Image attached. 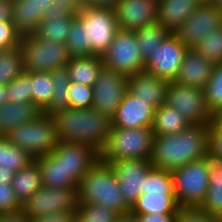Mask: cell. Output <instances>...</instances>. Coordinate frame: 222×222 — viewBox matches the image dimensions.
Wrapping results in <instances>:
<instances>
[{
	"label": "cell",
	"mask_w": 222,
	"mask_h": 222,
	"mask_svg": "<svg viewBox=\"0 0 222 222\" xmlns=\"http://www.w3.org/2000/svg\"><path fill=\"white\" fill-rule=\"evenodd\" d=\"M208 133L209 125L191 124L176 134L154 136L150 157L152 167L171 171L204 158L208 152Z\"/></svg>",
	"instance_id": "cell-1"
},
{
	"label": "cell",
	"mask_w": 222,
	"mask_h": 222,
	"mask_svg": "<svg viewBox=\"0 0 222 222\" xmlns=\"http://www.w3.org/2000/svg\"><path fill=\"white\" fill-rule=\"evenodd\" d=\"M58 141L83 143L99 153L107 143L112 120L93 108H70L52 114Z\"/></svg>",
	"instance_id": "cell-2"
},
{
	"label": "cell",
	"mask_w": 222,
	"mask_h": 222,
	"mask_svg": "<svg viewBox=\"0 0 222 222\" xmlns=\"http://www.w3.org/2000/svg\"><path fill=\"white\" fill-rule=\"evenodd\" d=\"M77 200L78 203L100 204L118 214L130 212L119 191L113 167L100 159L79 181Z\"/></svg>",
	"instance_id": "cell-3"
},
{
	"label": "cell",
	"mask_w": 222,
	"mask_h": 222,
	"mask_svg": "<svg viewBox=\"0 0 222 222\" xmlns=\"http://www.w3.org/2000/svg\"><path fill=\"white\" fill-rule=\"evenodd\" d=\"M153 137L152 128H111L107 143L100 152V160H150Z\"/></svg>",
	"instance_id": "cell-4"
},
{
	"label": "cell",
	"mask_w": 222,
	"mask_h": 222,
	"mask_svg": "<svg viewBox=\"0 0 222 222\" xmlns=\"http://www.w3.org/2000/svg\"><path fill=\"white\" fill-rule=\"evenodd\" d=\"M6 136L34 159L52 153L59 142L54 118L43 112L34 120L13 128Z\"/></svg>",
	"instance_id": "cell-5"
},
{
	"label": "cell",
	"mask_w": 222,
	"mask_h": 222,
	"mask_svg": "<svg viewBox=\"0 0 222 222\" xmlns=\"http://www.w3.org/2000/svg\"><path fill=\"white\" fill-rule=\"evenodd\" d=\"M20 50L26 72H50L66 67L71 59L66 44L41 40L35 34L21 37Z\"/></svg>",
	"instance_id": "cell-6"
},
{
	"label": "cell",
	"mask_w": 222,
	"mask_h": 222,
	"mask_svg": "<svg viewBox=\"0 0 222 222\" xmlns=\"http://www.w3.org/2000/svg\"><path fill=\"white\" fill-rule=\"evenodd\" d=\"M174 194L180 207L200 206L209 186L206 158L197 159L171 170Z\"/></svg>",
	"instance_id": "cell-7"
},
{
	"label": "cell",
	"mask_w": 222,
	"mask_h": 222,
	"mask_svg": "<svg viewBox=\"0 0 222 222\" xmlns=\"http://www.w3.org/2000/svg\"><path fill=\"white\" fill-rule=\"evenodd\" d=\"M76 17L86 28V57L102 56L119 30L115 10L85 6Z\"/></svg>",
	"instance_id": "cell-8"
},
{
	"label": "cell",
	"mask_w": 222,
	"mask_h": 222,
	"mask_svg": "<svg viewBox=\"0 0 222 222\" xmlns=\"http://www.w3.org/2000/svg\"><path fill=\"white\" fill-rule=\"evenodd\" d=\"M104 67L127 76L144 71L135 31L119 29L108 49L101 56Z\"/></svg>",
	"instance_id": "cell-9"
},
{
	"label": "cell",
	"mask_w": 222,
	"mask_h": 222,
	"mask_svg": "<svg viewBox=\"0 0 222 222\" xmlns=\"http://www.w3.org/2000/svg\"><path fill=\"white\" fill-rule=\"evenodd\" d=\"M166 104L182 113L190 124L210 125L214 116L208 110L202 88L170 82Z\"/></svg>",
	"instance_id": "cell-10"
},
{
	"label": "cell",
	"mask_w": 222,
	"mask_h": 222,
	"mask_svg": "<svg viewBox=\"0 0 222 222\" xmlns=\"http://www.w3.org/2000/svg\"><path fill=\"white\" fill-rule=\"evenodd\" d=\"M92 87V108L112 119L128 91V76L103 66Z\"/></svg>",
	"instance_id": "cell-11"
},
{
	"label": "cell",
	"mask_w": 222,
	"mask_h": 222,
	"mask_svg": "<svg viewBox=\"0 0 222 222\" xmlns=\"http://www.w3.org/2000/svg\"><path fill=\"white\" fill-rule=\"evenodd\" d=\"M77 187L49 188L42 186L22 204L28 218H38L51 212L76 211Z\"/></svg>",
	"instance_id": "cell-12"
},
{
	"label": "cell",
	"mask_w": 222,
	"mask_h": 222,
	"mask_svg": "<svg viewBox=\"0 0 222 222\" xmlns=\"http://www.w3.org/2000/svg\"><path fill=\"white\" fill-rule=\"evenodd\" d=\"M188 48L172 33L145 61L144 71L169 83L174 82Z\"/></svg>",
	"instance_id": "cell-13"
},
{
	"label": "cell",
	"mask_w": 222,
	"mask_h": 222,
	"mask_svg": "<svg viewBox=\"0 0 222 222\" xmlns=\"http://www.w3.org/2000/svg\"><path fill=\"white\" fill-rule=\"evenodd\" d=\"M222 26V11L210 1H201L197 9L174 32L189 48Z\"/></svg>",
	"instance_id": "cell-14"
},
{
	"label": "cell",
	"mask_w": 222,
	"mask_h": 222,
	"mask_svg": "<svg viewBox=\"0 0 222 222\" xmlns=\"http://www.w3.org/2000/svg\"><path fill=\"white\" fill-rule=\"evenodd\" d=\"M115 171L124 202L131 208L137 198L143 194L144 176L152 167L150 160L123 159L107 161Z\"/></svg>",
	"instance_id": "cell-15"
},
{
	"label": "cell",
	"mask_w": 222,
	"mask_h": 222,
	"mask_svg": "<svg viewBox=\"0 0 222 222\" xmlns=\"http://www.w3.org/2000/svg\"><path fill=\"white\" fill-rule=\"evenodd\" d=\"M52 153L77 184L100 159V153L92 146L76 142L59 141Z\"/></svg>",
	"instance_id": "cell-16"
},
{
	"label": "cell",
	"mask_w": 222,
	"mask_h": 222,
	"mask_svg": "<svg viewBox=\"0 0 222 222\" xmlns=\"http://www.w3.org/2000/svg\"><path fill=\"white\" fill-rule=\"evenodd\" d=\"M159 0H120L115 6L118 28L137 31L156 22Z\"/></svg>",
	"instance_id": "cell-17"
},
{
	"label": "cell",
	"mask_w": 222,
	"mask_h": 222,
	"mask_svg": "<svg viewBox=\"0 0 222 222\" xmlns=\"http://www.w3.org/2000/svg\"><path fill=\"white\" fill-rule=\"evenodd\" d=\"M154 113L155 108L152 105L127 91L111 119L112 128H151Z\"/></svg>",
	"instance_id": "cell-18"
},
{
	"label": "cell",
	"mask_w": 222,
	"mask_h": 222,
	"mask_svg": "<svg viewBox=\"0 0 222 222\" xmlns=\"http://www.w3.org/2000/svg\"><path fill=\"white\" fill-rule=\"evenodd\" d=\"M76 15L69 6H60L54 1L34 34L41 40L66 44L71 22Z\"/></svg>",
	"instance_id": "cell-19"
},
{
	"label": "cell",
	"mask_w": 222,
	"mask_h": 222,
	"mask_svg": "<svg viewBox=\"0 0 222 222\" xmlns=\"http://www.w3.org/2000/svg\"><path fill=\"white\" fill-rule=\"evenodd\" d=\"M168 84L145 71L128 76V91L155 109L166 103Z\"/></svg>",
	"instance_id": "cell-20"
},
{
	"label": "cell",
	"mask_w": 222,
	"mask_h": 222,
	"mask_svg": "<svg viewBox=\"0 0 222 222\" xmlns=\"http://www.w3.org/2000/svg\"><path fill=\"white\" fill-rule=\"evenodd\" d=\"M214 65L194 48H188L174 82L203 89L212 75Z\"/></svg>",
	"instance_id": "cell-21"
},
{
	"label": "cell",
	"mask_w": 222,
	"mask_h": 222,
	"mask_svg": "<svg viewBox=\"0 0 222 222\" xmlns=\"http://www.w3.org/2000/svg\"><path fill=\"white\" fill-rule=\"evenodd\" d=\"M200 0H159L156 22L174 33L197 9Z\"/></svg>",
	"instance_id": "cell-22"
},
{
	"label": "cell",
	"mask_w": 222,
	"mask_h": 222,
	"mask_svg": "<svg viewBox=\"0 0 222 222\" xmlns=\"http://www.w3.org/2000/svg\"><path fill=\"white\" fill-rule=\"evenodd\" d=\"M209 168V186L200 208L211 216L222 217V158L209 152L205 155Z\"/></svg>",
	"instance_id": "cell-23"
},
{
	"label": "cell",
	"mask_w": 222,
	"mask_h": 222,
	"mask_svg": "<svg viewBox=\"0 0 222 222\" xmlns=\"http://www.w3.org/2000/svg\"><path fill=\"white\" fill-rule=\"evenodd\" d=\"M42 111L33 103L7 102L0 107V135L6 136L13 128L32 121Z\"/></svg>",
	"instance_id": "cell-24"
},
{
	"label": "cell",
	"mask_w": 222,
	"mask_h": 222,
	"mask_svg": "<svg viewBox=\"0 0 222 222\" xmlns=\"http://www.w3.org/2000/svg\"><path fill=\"white\" fill-rule=\"evenodd\" d=\"M38 163L42 185L49 188L78 187V184L68 175L62 161L53 153L35 158Z\"/></svg>",
	"instance_id": "cell-25"
},
{
	"label": "cell",
	"mask_w": 222,
	"mask_h": 222,
	"mask_svg": "<svg viewBox=\"0 0 222 222\" xmlns=\"http://www.w3.org/2000/svg\"><path fill=\"white\" fill-rule=\"evenodd\" d=\"M101 56L73 57L66 66L71 83L93 86L103 67Z\"/></svg>",
	"instance_id": "cell-26"
},
{
	"label": "cell",
	"mask_w": 222,
	"mask_h": 222,
	"mask_svg": "<svg viewBox=\"0 0 222 222\" xmlns=\"http://www.w3.org/2000/svg\"><path fill=\"white\" fill-rule=\"evenodd\" d=\"M191 124L182 113L166 103L155 109L153 117V136L172 135L187 129Z\"/></svg>",
	"instance_id": "cell-27"
},
{
	"label": "cell",
	"mask_w": 222,
	"mask_h": 222,
	"mask_svg": "<svg viewBox=\"0 0 222 222\" xmlns=\"http://www.w3.org/2000/svg\"><path fill=\"white\" fill-rule=\"evenodd\" d=\"M180 206L175 194H141L130 208L133 214H177Z\"/></svg>",
	"instance_id": "cell-28"
},
{
	"label": "cell",
	"mask_w": 222,
	"mask_h": 222,
	"mask_svg": "<svg viewBox=\"0 0 222 222\" xmlns=\"http://www.w3.org/2000/svg\"><path fill=\"white\" fill-rule=\"evenodd\" d=\"M42 186L41 172L35 159L14 173L12 187L21 204Z\"/></svg>",
	"instance_id": "cell-29"
},
{
	"label": "cell",
	"mask_w": 222,
	"mask_h": 222,
	"mask_svg": "<svg viewBox=\"0 0 222 222\" xmlns=\"http://www.w3.org/2000/svg\"><path fill=\"white\" fill-rule=\"evenodd\" d=\"M12 14L13 25L22 36L34 34L43 20L35 15L33 0H12Z\"/></svg>",
	"instance_id": "cell-30"
},
{
	"label": "cell",
	"mask_w": 222,
	"mask_h": 222,
	"mask_svg": "<svg viewBox=\"0 0 222 222\" xmlns=\"http://www.w3.org/2000/svg\"><path fill=\"white\" fill-rule=\"evenodd\" d=\"M54 92L50 104L42 111L44 114L52 115L57 111L69 107V87L70 80L66 67L53 69L50 71Z\"/></svg>",
	"instance_id": "cell-31"
},
{
	"label": "cell",
	"mask_w": 222,
	"mask_h": 222,
	"mask_svg": "<svg viewBox=\"0 0 222 222\" xmlns=\"http://www.w3.org/2000/svg\"><path fill=\"white\" fill-rule=\"evenodd\" d=\"M171 34L172 32L159 22H154L135 31L143 60L146 61L154 53L155 49Z\"/></svg>",
	"instance_id": "cell-32"
},
{
	"label": "cell",
	"mask_w": 222,
	"mask_h": 222,
	"mask_svg": "<svg viewBox=\"0 0 222 222\" xmlns=\"http://www.w3.org/2000/svg\"><path fill=\"white\" fill-rule=\"evenodd\" d=\"M33 160L25 150L12 144L7 136L0 135V169L17 172Z\"/></svg>",
	"instance_id": "cell-33"
},
{
	"label": "cell",
	"mask_w": 222,
	"mask_h": 222,
	"mask_svg": "<svg viewBox=\"0 0 222 222\" xmlns=\"http://www.w3.org/2000/svg\"><path fill=\"white\" fill-rule=\"evenodd\" d=\"M24 72L20 47L0 52V84L8 85Z\"/></svg>",
	"instance_id": "cell-34"
},
{
	"label": "cell",
	"mask_w": 222,
	"mask_h": 222,
	"mask_svg": "<svg viewBox=\"0 0 222 222\" xmlns=\"http://www.w3.org/2000/svg\"><path fill=\"white\" fill-rule=\"evenodd\" d=\"M203 91L208 110L214 117L219 115L222 112V62L214 65Z\"/></svg>",
	"instance_id": "cell-35"
},
{
	"label": "cell",
	"mask_w": 222,
	"mask_h": 222,
	"mask_svg": "<svg viewBox=\"0 0 222 222\" xmlns=\"http://www.w3.org/2000/svg\"><path fill=\"white\" fill-rule=\"evenodd\" d=\"M32 103L43 111L51 102L54 92L50 72H31Z\"/></svg>",
	"instance_id": "cell-36"
},
{
	"label": "cell",
	"mask_w": 222,
	"mask_h": 222,
	"mask_svg": "<svg viewBox=\"0 0 222 222\" xmlns=\"http://www.w3.org/2000/svg\"><path fill=\"white\" fill-rule=\"evenodd\" d=\"M143 194H174L171 171L151 167L144 176Z\"/></svg>",
	"instance_id": "cell-37"
},
{
	"label": "cell",
	"mask_w": 222,
	"mask_h": 222,
	"mask_svg": "<svg viewBox=\"0 0 222 222\" xmlns=\"http://www.w3.org/2000/svg\"><path fill=\"white\" fill-rule=\"evenodd\" d=\"M76 222H114L118 213L100 204L78 203Z\"/></svg>",
	"instance_id": "cell-38"
},
{
	"label": "cell",
	"mask_w": 222,
	"mask_h": 222,
	"mask_svg": "<svg viewBox=\"0 0 222 222\" xmlns=\"http://www.w3.org/2000/svg\"><path fill=\"white\" fill-rule=\"evenodd\" d=\"M194 49L214 64L222 62V26L200 40Z\"/></svg>",
	"instance_id": "cell-39"
},
{
	"label": "cell",
	"mask_w": 222,
	"mask_h": 222,
	"mask_svg": "<svg viewBox=\"0 0 222 222\" xmlns=\"http://www.w3.org/2000/svg\"><path fill=\"white\" fill-rule=\"evenodd\" d=\"M8 102L32 103L31 72L24 71L7 85Z\"/></svg>",
	"instance_id": "cell-40"
},
{
	"label": "cell",
	"mask_w": 222,
	"mask_h": 222,
	"mask_svg": "<svg viewBox=\"0 0 222 222\" xmlns=\"http://www.w3.org/2000/svg\"><path fill=\"white\" fill-rule=\"evenodd\" d=\"M85 26L76 17L70 25V32L66 41L68 53L73 57H86Z\"/></svg>",
	"instance_id": "cell-41"
},
{
	"label": "cell",
	"mask_w": 222,
	"mask_h": 222,
	"mask_svg": "<svg viewBox=\"0 0 222 222\" xmlns=\"http://www.w3.org/2000/svg\"><path fill=\"white\" fill-rule=\"evenodd\" d=\"M70 108H92L93 87L78 83H71L69 87Z\"/></svg>",
	"instance_id": "cell-42"
},
{
	"label": "cell",
	"mask_w": 222,
	"mask_h": 222,
	"mask_svg": "<svg viewBox=\"0 0 222 222\" xmlns=\"http://www.w3.org/2000/svg\"><path fill=\"white\" fill-rule=\"evenodd\" d=\"M22 35L16 30L12 21L0 22V52L20 47Z\"/></svg>",
	"instance_id": "cell-43"
},
{
	"label": "cell",
	"mask_w": 222,
	"mask_h": 222,
	"mask_svg": "<svg viewBox=\"0 0 222 222\" xmlns=\"http://www.w3.org/2000/svg\"><path fill=\"white\" fill-rule=\"evenodd\" d=\"M175 222H215V217L199 206L180 207Z\"/></svg>",
	"instance_id": "cell-44"
},
{
	"label": "cell",
	"mask_w": 222,
	"mask_h": 222,
	"mask_svg": "<svg viewBox=\"0 0 222 222\" xmlns=\"http://www.w3.org/2000/svg\"><path fill=\"white\" fill-rule=\"evenodd\" d=\"M22 208L12 184L0 183V213L16 211Z\"/></svg>",
	"instance_id": "cell-45"
},
{
	"label": "cell",
	"mask_w": 222,
	"mask_h": 222,
	"mask_svg": "<svg viewBox=\"0 0 222 222\" xmlns=\"http://www.w3.org/2000/svg\"><path fill=\"white\" fill-rule=\"evenodd\" d=\"M208 152L222 158V128L215 121L209 125Z\"/></svg>",
	"instance_id": "cell-46"
},
{
	"label": "cell",
	"mask_w": 222,
	"mask_h": 222,
	"mask_svg": "<svg viewBox=\"0 0 222 222\" xmlns=\"http://www.w3.org/2000/svg\"><path fill=\"white\" fill-rule=\"evenodd\" d=\"M30 222H76L75 211L51 212L38 218H30Z\"/></svg>",
	"instance_id": "cell-47"
},
{
	"label": "cell",
	"mask_w": 222,
	"mask_h": 222,
	"mask_svg": "<svg viewBox=\"0 0 222 222\" xmlns=\"http://www.w3.org/2000/svg\"><path fill=\"white\" fill-rule=\"evenodd\" d=\"M137 222H175L177 214H162V213H151V214H134Z\"/></svg>",
	"instance_id": "cell-48"
},
{
	"label": "cell",
	"mask_w": 222,
	"mask_h": 222,
	"mask_svg": "<svg viewBox=\"0 0 222 222\" xmlns=\"http://www.w3.org/2000/svg\"><path fill=\"white\" fill-rule=\"evenodd\" d=\"M0 222H30L23 209L0 213Z\"/></svg>",
	"instance_id": "cell-49"
},
{
	"label": "cell",
	"mask_w": 222,
	"mask_h": 222,
	"mask_svg": "<svg viewBox=\"0 0 222 222\" xmlns=\"http://www.w3.org/2000/svg\"><path fill=\"white\" fill-rule=\"evenodd\" d=\"M12 0H0V22L12 21Z\"/></svg>",
	"instance_id": "cell-50"
},
{
	"label": "cell",
	"mask_w": 222,
	"mask_h": 222,
	"mask_svg": "<svg viewBox=\"0 0 222 222\" xmlns=\"http://www.w3.org/2000/svg\"><path fill=\"white\" fill-rule=\"evenodd\" d=\"M85 6L114 9L120 0H84Z\"/></svg>",
	"instance_id": "cell-51"
},
{
	"label": "cell",
	"mask_w": 222,
	"mask_h": 222,
	"mask_svg": "<svg viewBox=\"0 0 222 222\" xmlns=\"http://www.w3.org/2000/svg\"><path fill=\"white\" fill-rule=\"evenodd\" d=\"M54 1L56 0H33L35 15H39L43 19L47 9L53 4Z\"/></svg>",
	"instance_id": "cell-52"
},
{
	"label": "cell",
	"mask_w": 222,
	"mask_h": 222,
	"mask_svg": "<svg viewBox=\"0 0 222 222\" xmlns=\"http://www.w3.org/2000/svg\"><path fill=\"white\" fill-rule=\"evenodd\" d=\"M57 5L69 6L76 14H78L84 7V0H56Z\"/></svg>",
	"instance_id": "cell-53"
},
{
	"label": "cell",
	"mask_w": 222,
	"mask_h": 222,
	"mask_svg": "<svg viewBox=\"0 0 222 222\" xmlns=\"http://www.w3.org/2000/svg\"><path fill=\"white\" fill-rule=\"evenodd\" d=\"M14 173L11 169H0V183L12 184Z\"/></svg>",
	"instance_id": "cell-54"
},
{
	"label": "cell",
	"mask_w": 222,
	"mask_h": 222,
	"mask_svg": "<svg viewBox=\"0 0 222 222\" xmlns=\"http://www.w3.org/2000/svg\"><path fill=\"white\" fill-rule=\"evenodd\" d=\"M114 222H137L136 216L131 213L119 214Z\"/></svg>",
	"instance_id": "cell-55"
},
{
	"label": "cell",
	"mask_w": 222,
	"mask_h": 222,
	"mask_svg": "<svg viewBox=\"0 0 222 222\" xmlns=\"http://www.w3.org/2000/svg\"><path fill=\"white\" fill-rule=\"evenodd\" d=\"M8 102L7 86L0 84V107Z\"/></svg>",
	"instance_id": "cell-56"
},
{
	"label": "cell",
	"mask_w": 222,
	"mask_h": 222,
	"mask_svg": "<svg viewBox=\"0 0 222 222\" xmlns=\"http://www.w3.org/2000/svg\"><path fill=\"white\" fill-rule=\"evenodd\" d=\"M209 1L222 11V0H209Z\"/></svg>",
	"instance_id": "cell-57"
},
{
	"label": "cell",
	"mask_w": 222,
	"mask_h": 222,
	"mask_svg": "<svg viewBox=\"0 0 222 222\" xmlns=\"http://www.w3.org/2000/svg\"><path fill=\"white\" fill-rule=\"evenodd\" d=\"M214 121H215L219 126H222V112H221L219 115L215 116Z\"/></svg>",
	"instance_id": "cell-58"
},
{
	"label": "cell",
	"mask_w": 222,
	"mask_h": 222,
	"mask_svg": "<svg viewBox=\"0 0 222 222\" xmlns=\"http://www.w3.org/2000/svg\"><path fill=\"white\" fill-rule=\"evenodd\" d=\"M215 222H222V217H215Z\"/></svg>",
	"instance_id": "cell-59"
}]
</instances>
